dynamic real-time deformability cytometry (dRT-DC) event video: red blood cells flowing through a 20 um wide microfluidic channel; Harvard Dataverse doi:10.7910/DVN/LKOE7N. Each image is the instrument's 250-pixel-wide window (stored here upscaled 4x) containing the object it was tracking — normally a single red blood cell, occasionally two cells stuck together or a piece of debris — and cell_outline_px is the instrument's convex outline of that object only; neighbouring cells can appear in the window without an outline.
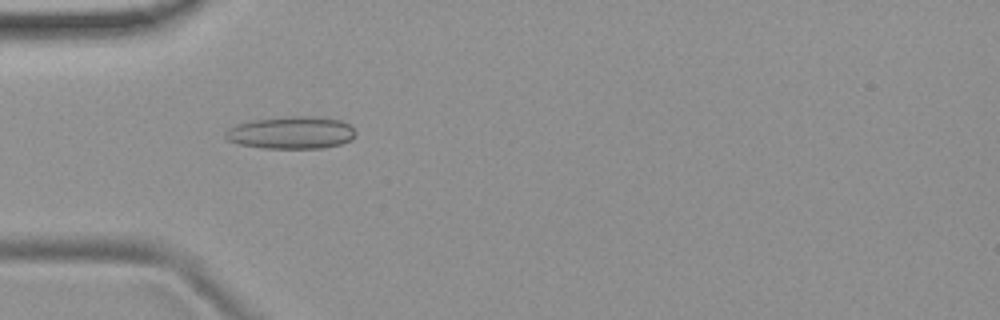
{"species": "common noctule bat (a hibernating species)", "species_latin": "Nyctalus noctula", "temperature_condition": "room temperature", "stored_images_in_passage": 6, "camera_frame_rate_fps": 3000, "um_per_image_px": 0.085, "animal": {"sex": "female", "body_mass_g": 19.9}, "frame": {"image": 1, "passage_image": 5, "time_ms": 4.667, "image_size_px": [1000, 320], "cell_outline_px": [[356, 136], [352, 140], [340, 144], [320, 148], [264, 148], [240, 144], [228, 140], [224, 136], [224, 132], [228, 128], [236, 124], [252, 120], [288, 116], [312, 116], [340, 120], [348, 124], [356, 132]], "centroid_in_image_um": [24.75, 11.27], "position_along_channel_um": 60.2, "area_um2": 24.62}}
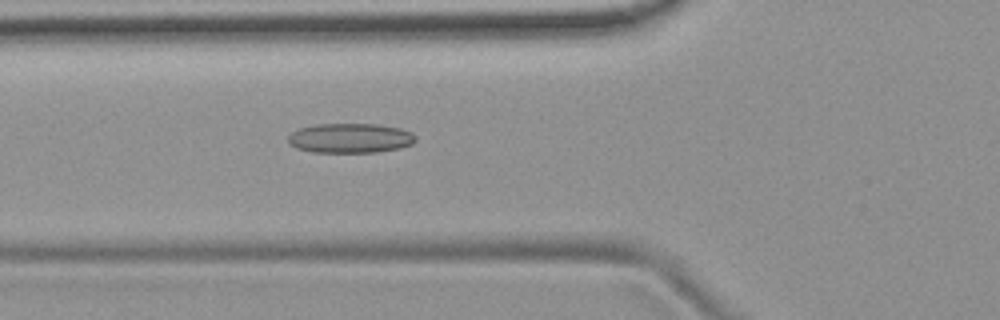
{"frame": {"image": 2, "passage_image": 6, "time_ms": 5.667, "image_size_px": [1000, 320], "cell_outline_px": [[416, 140], [412, 144], [400, 148], [376, 152], [312, 152], [296, 148], [288, 144], [288, 136], [292, 132], [300, 128], [316, 124], [376, 124], [400, 128], [412, 132], [416, 136]], "centroid_in_image_um": [29.77, 11.74], "position_along_channel_um": 96.0, "area_um2": 22.14}}